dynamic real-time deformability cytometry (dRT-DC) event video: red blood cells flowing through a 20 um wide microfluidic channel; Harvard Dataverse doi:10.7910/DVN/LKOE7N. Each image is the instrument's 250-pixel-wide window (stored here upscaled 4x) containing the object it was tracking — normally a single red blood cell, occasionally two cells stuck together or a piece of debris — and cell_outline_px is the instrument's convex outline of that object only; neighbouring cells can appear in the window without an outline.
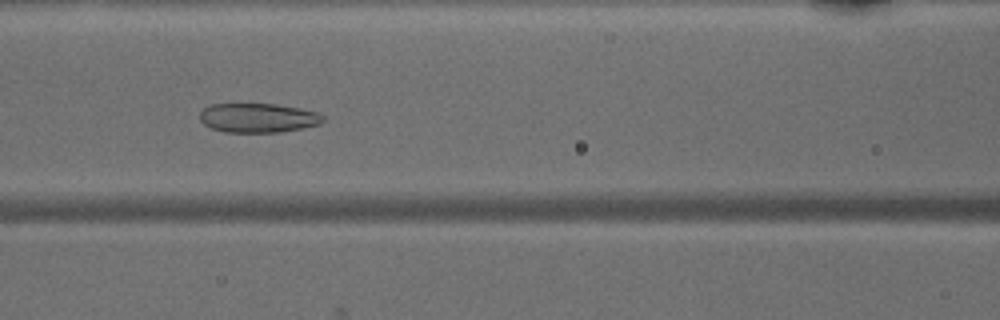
{"species": "common noctule bat (a hibernating species)", "species_latin": "Nyctalus noctula", "temperature_condition": "warm", "stored_images_in_passage": 36, "camera_frame_rate_fps": 3000, "um_per_image_px": 0.085, "animal": {"sex": "male", "body_mass_g": 15.6}, "frame": {"image": 1, "passage_image": 9, "time_ms": 2.667, "image_size_px": [1000, 320], "cell_outline_px": [[324, 120], [320, 124], [280, 132], [224, 132], [212, 128], [204, 124], [200, 120], [200, 112], [208, 104], [276, 104], [300, 108], [316, 112], [324, 116]], "centroid_in_image_um": [21.91, 10.01], "position_along_channel_um": 144.7, "area_um2": 20.98}}
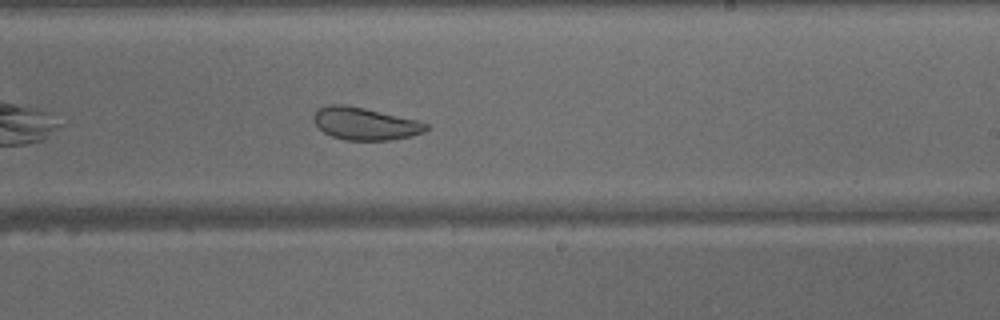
{"frame": {"image": 2, "passage_image": 17, "time_ms": 5.333, "image_size_px": [1000, 320], "cell_outline_px": [[428, 128], [424, 132], [412, 136], [392, 140], [344, 140], [332, 136], [324, 132], [312, 120], [312, 116], [316, 108], [328, 104], [344, 104], [364, 108], [420, 120], [428, 124]], "centroid_in_image_um": [31.02, 10.5], "position_along_channel_um": 258.0, "area_um2": 21.56}}
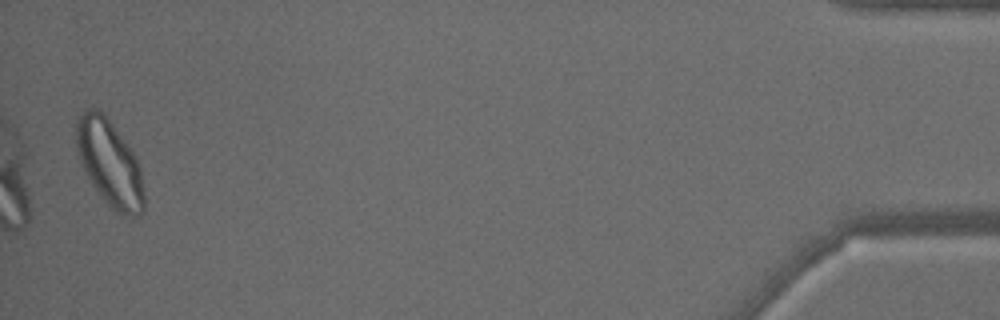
{"frame": {"image": 3, "passage_image": 35, "time_ms": 11.333, "image_size_px": [1000, 320], "cell_outline_px": [[144, 212], [136, 216], [120, 216], [100, 196], [92, 184], [80, 160], [76, 148], [76, 124], [80, 116], [88, 108], [100, 108], [104, 112], [132, 152], [140, 168], [144, 192]], "centroid_in_image_um": [9.32, 13.88], "position_along_channel_um": 425.9, "area_um2": 33.81}}